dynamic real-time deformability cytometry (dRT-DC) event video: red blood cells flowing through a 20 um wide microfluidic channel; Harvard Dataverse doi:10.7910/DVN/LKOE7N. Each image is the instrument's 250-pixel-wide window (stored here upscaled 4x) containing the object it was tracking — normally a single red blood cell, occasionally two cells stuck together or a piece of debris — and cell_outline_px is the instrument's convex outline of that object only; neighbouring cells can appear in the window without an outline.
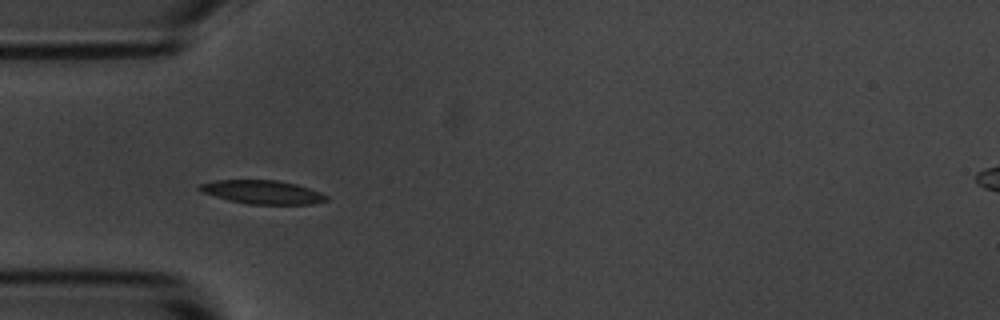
{"species": "common noctule bat (a hibernating species)", "species_latin": "Nyctalus noctula", "temperature_condition": "room temperature", "stored_images_in_passage": 5, "camera_frame_rate_fps": 3000, "um_per_image_px": 0.085, "animal": {"sex": "male", "body_mass_g": 20.1, "forearm_length_mm": 53.5}, "frame": {"image": 1, "passage_image": 4, "time_ms": 4.333, "image_size_px": [1000, 320], "cell_outline_px": [[328, 200], [312, 204], [248, 204], [228, 200], [200, 192], [196, 188], [200, 184], [216, 180], [276, 180], [296, 184], [320, 192], [328, 196]], "centroid_in_image_um": [22.27, 16.33], "position_along_channel_um": 62.7, "area_um2": 17.46}}